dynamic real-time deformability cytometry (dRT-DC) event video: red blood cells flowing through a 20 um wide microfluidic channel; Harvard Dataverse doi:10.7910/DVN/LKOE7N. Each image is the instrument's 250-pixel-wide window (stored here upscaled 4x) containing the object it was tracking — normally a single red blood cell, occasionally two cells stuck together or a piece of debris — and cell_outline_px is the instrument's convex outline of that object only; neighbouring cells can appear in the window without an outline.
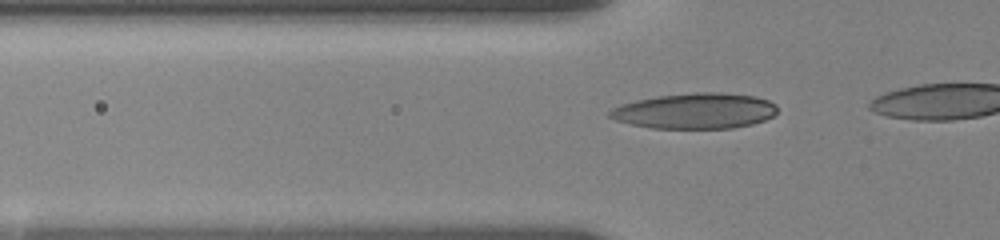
{"species": "human", "species_latin": "Homo sapiens", "temperature_condition": "room temperature", "stored_images_in_passage": 21, "camera_frame_rate_fps": 3000, "um_per_image_px": 0.085, "donor": {"sex": "female"}, "frame": {"image": 1, "passage_image": 15, "time_ms": 4.667, "image_size_px": [1000, 240], "cell_outline_px": [[776, 112], [772, 116], [764, 120], [752, 124], [732, 128], [652, 128], [632, 124], [616, 120], [608, 116], [608, 112], [612, 108], [620, 104], [636, 100], [656, 96], [696, 92], [720, 92], [756, 96], [768, 100], [776, 104]], "centroid_in_image_um": [59.08, 9.42], "position_along_channel_um": 66.7, "area_um2": 34.8}}
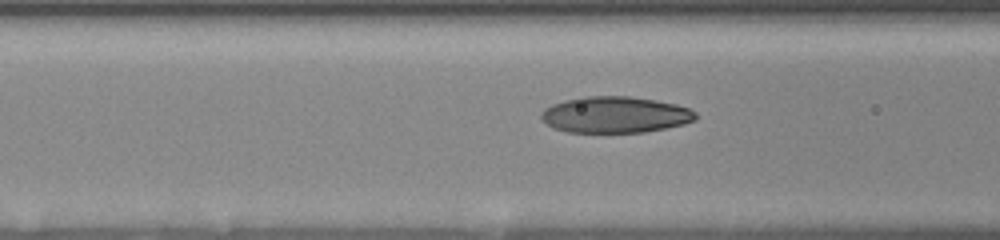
{"frame": {"image": 2, "passage_image": 19, "time_ms": 6.0, "image_size_px": [1000, 240], "cell_outline_px": [[696, 120], [684, 124], [644, 132], [568, 132], [552, 128], [540, 116], [540, 112], [544, 108], [552, 104], [564, 100], [584, 96], [628, 96], [656, 100], [676, 104], [688, 108], [696, 112]], "centroid_in_image_um": [52.27, 9.74], "position_along_channel_um": 114.3, "area_um2": 32.71}}